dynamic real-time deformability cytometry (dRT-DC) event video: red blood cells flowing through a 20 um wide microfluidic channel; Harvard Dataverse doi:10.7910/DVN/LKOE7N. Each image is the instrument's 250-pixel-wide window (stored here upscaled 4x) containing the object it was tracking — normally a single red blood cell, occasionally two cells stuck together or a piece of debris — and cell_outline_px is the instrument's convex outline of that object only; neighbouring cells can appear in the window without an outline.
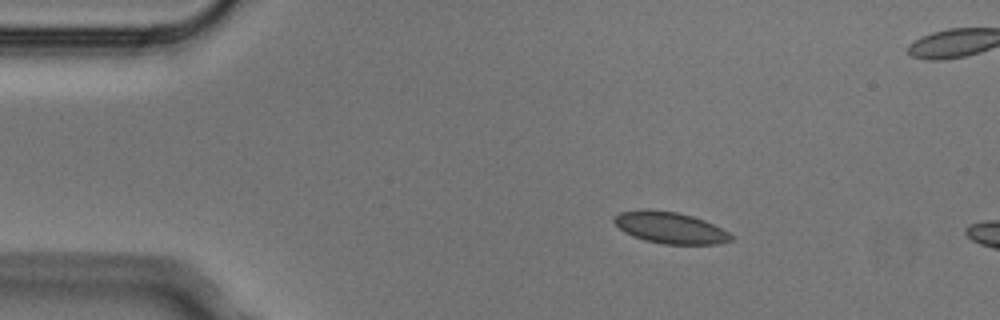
{"species": "Egyptian fruit bat (a non-hibernating species)", "species_latin": "Rousettus aegyptiacus", "temperature_condition": "cold", "stored_images_in_passage": 6, "segment_of_instrument_passage": [1, 2], "camera_frame_rate_fps": 3000, "um_per_image_px": 0.085, "animal": {"sex": "male"}, "frame": {"image": 1, "passage_image": 2, "time_ms": 0.333, "image_size_px": [1000, 320], "cell_outline_px": [[736, 236], [732, 240], [716, 244], [664, 244], [644, 240], [632, 236], [624, 232], [612, 220], [620, 212], [640, 208], [648, 208], [676, 212], [692, 216], [704, 220]], "centroid_in_image_um": [56.94, 19.34], "position_along_channel_um": 28.1, "area_um2": 21.56}}
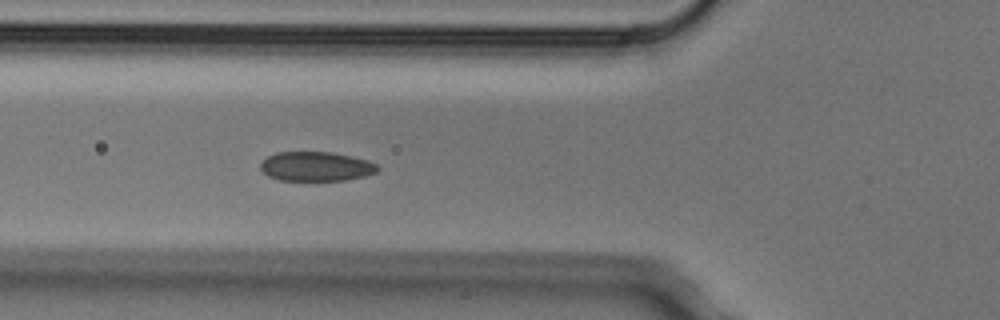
{"frame": {"image": 2, "passage_image": 5, "time_ms": 1.333, "image_size_px": [1000, 320], "cell_outline_px": [[380, 168], [376, 172], [364, 176], [344, 180], [280, 180], [268, 176], [260, 168], [260, 164], [268, 156], [276, 152], [332, 152], [352, 156], [368, 160], [376, 164]], "centroid_in_image_um": [26.87, 14.14], "position_along_channel_um": 98.9, "area_um2": 20.0}}